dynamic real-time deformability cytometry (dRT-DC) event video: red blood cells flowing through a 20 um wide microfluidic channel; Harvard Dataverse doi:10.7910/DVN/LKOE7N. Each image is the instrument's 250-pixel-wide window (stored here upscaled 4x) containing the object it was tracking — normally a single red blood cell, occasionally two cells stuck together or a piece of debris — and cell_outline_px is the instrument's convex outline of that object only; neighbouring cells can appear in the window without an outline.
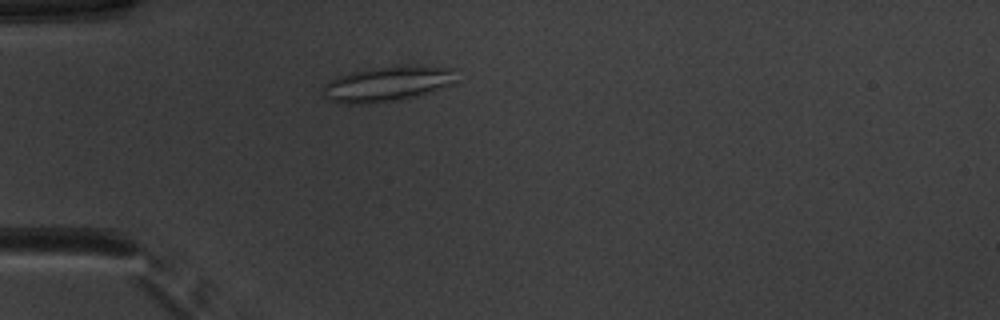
{"species": "common noctule bat (a hibernating species)", "species_latin": "Nyctalus noctula", "temperature_condition": "warm", "stored_images_in_passage": 42, "camera_frame_rate_fps": 3000, "um_per_image_px": 0.085, "animal": {"sex": "male", "body_mass_g": 20.1, "forearm_length_mm": 53.5}, "frame": {"image": 1, "passage_image": 5, "time_ms": 1.333, "image_size_px": [1000, 320], "cell_outline_px": [[452, 84], [416, 96], [396, 100], [368, 104], [344, 104], [332, 100], [324, 96], [324, 84], [336, 76], [368, 68], [452, 68]], "centroid_in_image_um": [32.77, 7.18], "position_along_channel_um": 52.2, "area_um2": 25.89}}
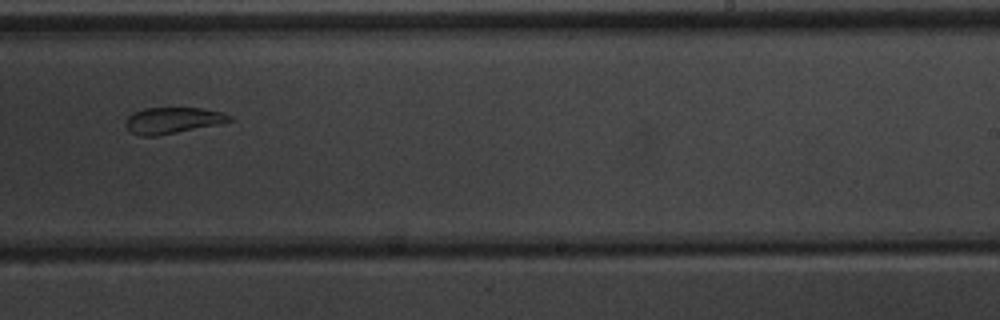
{"frame": {"image": 2, "passage_image": 23, "time_ms": 7.333, "image_size_px": [1000, 320], "cell_outline_px": [[232, 120], [220, 124], [156, 136], [140, 136], [132, 132], [124, 124], [128, 116], [132, 112], [144, 108], [200, 108], [220, 112], [232, 116]], "centroid_in_image_um": [14.65, 10.23], "position_along_channel_um": 274.4, "area_um2": 15.78}}
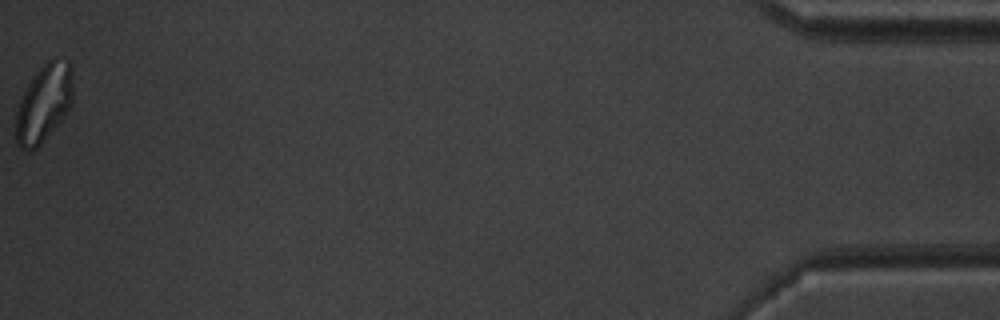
{"frame": {"image": 3, "passage_image": 42, "time_ms": 13.667, "image_size_px": [1000, 320], "cell_outline_px": [[72, 100], [68, 108], [60, 120], [40, 144], [36, 148], [28, 152], [24, 152], [16, 144], [16, 112], [20, 100], [28, 84], [36, 72], [48, 60], [56, 56], [68, 60], [72, 68]], "centroid_in_image_um": [3.72, 8.76], "position_along_channel_um": 431.5, "area_um2": 25.66}, "authors_computed_cell_mechanics": {"area_um2": 18.6694, "velocity_mm_per_s": 3.9243, "shape_relaxation_time_tau1_ms": null, "shape_relaxation_time_tau2_ms": 2.3041, "deformation_change_tau1": null, "deformation_change_tau2": 0.0915}}